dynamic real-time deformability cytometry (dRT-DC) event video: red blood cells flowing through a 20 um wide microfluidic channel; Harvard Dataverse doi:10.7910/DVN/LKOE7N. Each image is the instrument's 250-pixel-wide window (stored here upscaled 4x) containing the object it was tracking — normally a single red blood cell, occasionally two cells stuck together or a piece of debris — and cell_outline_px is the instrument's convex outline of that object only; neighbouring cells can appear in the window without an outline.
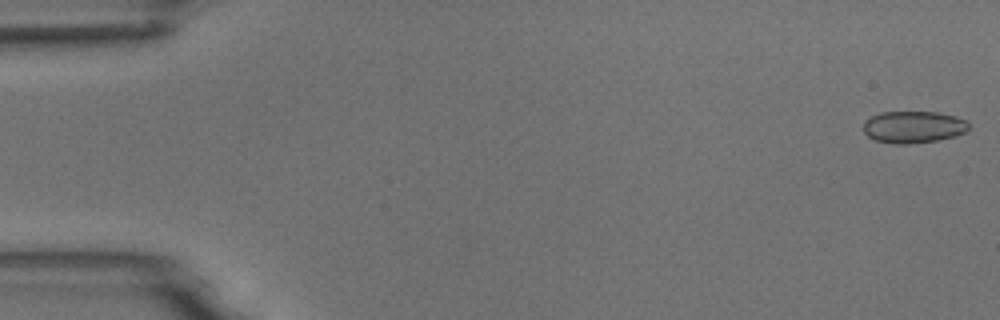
{"species": "common noctule bat (a hibernating species)", "species_latin": "Nyctalus noctula", "temperature_condition": "room temperature", "stored_images_in_passage": 13, "camera_frame_rate_fps": 3000, "um_per_image_px": 0.085, "animal": {"sex": "male", "body_mass_g": 18.8}, "frame": {"image": 1, "passage_image": 1, "time_ms": 0.0, "image_size_px": [1000, 320], "cell_outline_px": [[968, 128], [964, 132], [952, 136], [936, 140], [904, 144], [896, 144], [876, 140], [868, 136], [864, 132], [864, 120], [880, 112], [936, 112], [956, 116], [964, 120], [968, 124]], "centroid_in_image_um": [77.6, 10.78], "position_along_channel_um": 7.4, "area_um2": 19.31}}